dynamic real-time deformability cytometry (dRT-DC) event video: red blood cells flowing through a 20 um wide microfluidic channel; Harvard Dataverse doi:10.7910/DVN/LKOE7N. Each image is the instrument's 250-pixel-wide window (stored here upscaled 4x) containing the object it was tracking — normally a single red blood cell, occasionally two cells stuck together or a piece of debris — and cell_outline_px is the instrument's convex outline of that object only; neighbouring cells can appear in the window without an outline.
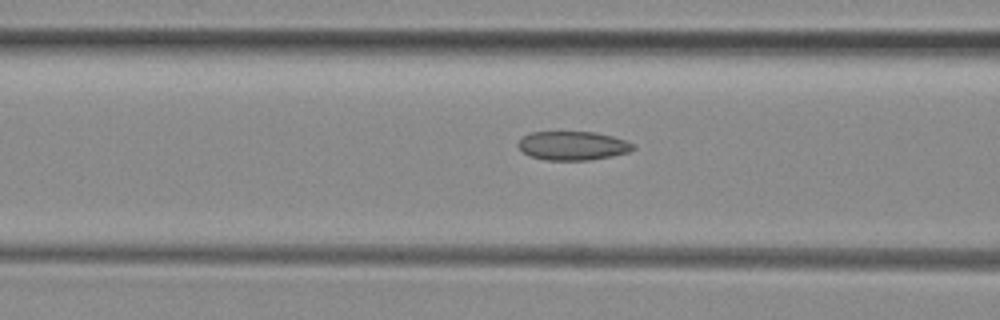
{"species": "common noctule bat (a hibernating species)", "species_latin": "Nyctalus noctula", "temperature_condition": "room temperature", "stored_images_in_passage": 5, "segment_of_instrument_passage": [2, 2], "camera_frame_rate_fps": 3000, "um_per_image_px": 0.085, "animal": {"sex": "female", "body_mass_g": 29.2, "forearm_length_mm": 56.3}, "frame": {"image": 1, "passage_image": 5, "time_ms": 1.333, "image_size_px": [1000, 320], "cell_outline_px": [[636, 148], [628, 152], [612, 156], [588, 160], [544, 160], [532, 156], [524, 152], [516, 144], [524, 136], [532, 132], [596, 132], [612, 136], [636, 144]], "centroid_in_image_um": [48.72, 12.38], "position_along_channel_um": 117.9, "area_um2": 19.25}}